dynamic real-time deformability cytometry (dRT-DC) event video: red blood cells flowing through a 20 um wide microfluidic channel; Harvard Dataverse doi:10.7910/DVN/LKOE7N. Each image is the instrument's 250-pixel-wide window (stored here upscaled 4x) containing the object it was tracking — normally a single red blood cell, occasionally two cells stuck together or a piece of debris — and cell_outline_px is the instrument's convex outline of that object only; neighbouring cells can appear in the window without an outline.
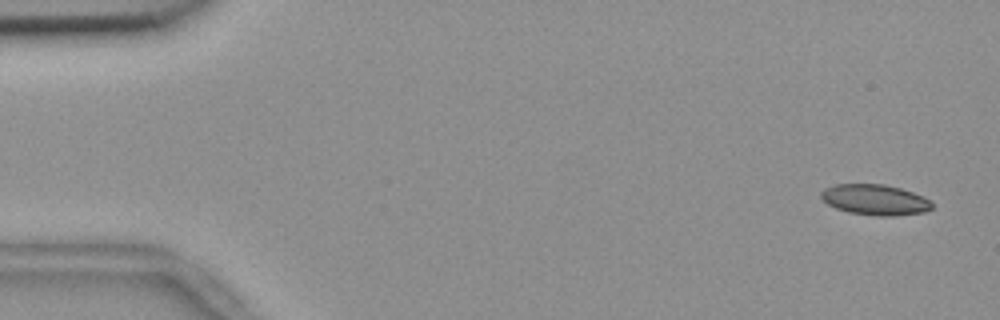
{"species": "common noctule bat (a hibernating species)", "species_latin": "Nyctalus noctula", "temperature_condition": "room temperature", "stored_images_in_passage": 57, "segment_of_instrument_passage": [1, 2], "camera_frame_rate_fps": 3000, "um_per_image_px": 0.085, "animal": {"sex": "female", "body_mass_g": 18.4}, "frame": {"image": 1, "passage_image": 3, "time_ms": 0.667, "image_size_px": [1000, 320], "cell_outline_px": [[932, 208], [924, 212], [892, 216], [880, 216], [848, 212], [836, 208], [828, 204], [820, 196], [820, 192], [824, 188], [836, 184], [884, 184], [900, 188], [924, 196], [932, 200]], "centroid_in_image_um": [74.39, 16.97], "position_along_channel_um": 10.6, "area_um2": 19.83}}
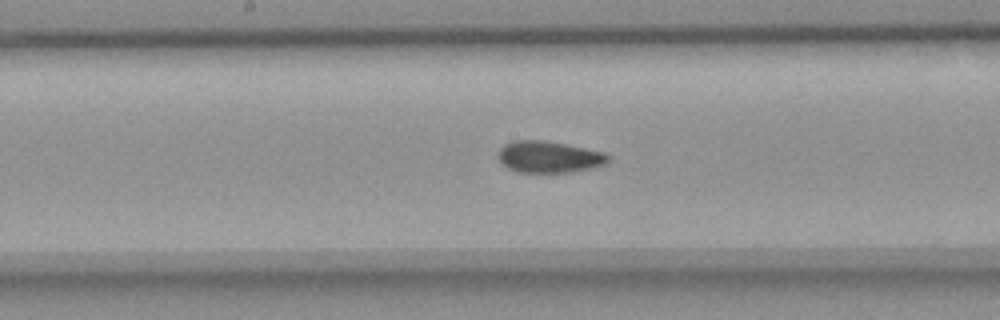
{"frame": {"image": 2, "passage_image": 29, "time_ms": 9.333, "image_size_px": [1000, 320], "cell_outline_px": [[612, 160], [608, 164], [592, 168], [572, 172], [520, 172], [508, 168], [500, 164], [496, 156], [496, 152], [504, 144], [512, 140], [544, 140], [604, 152], [612, 156]], "centroid_in_image_um": [46.66, 13.34], "position_along_channel_um": 201.5, "area_um2": 20.69}}
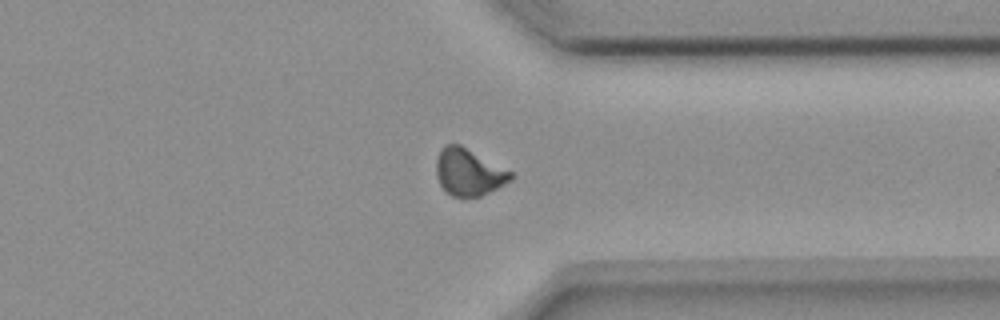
{"frame": {"image": 3, "passage_image": 43, "time_ms": 14.0, "image_size_px": [1000, 320], "cell_outline_px": [[512, 180], [480, 196], [464, 200], [452, 196], [440, 184], [436, 176], [436, 160], [444, 144], [460, 144], [512, 172]], "centroid_in_image_um": [39.81, 14.66], "position_along_channel_um": 371.6, "area_um2": 20.4}}